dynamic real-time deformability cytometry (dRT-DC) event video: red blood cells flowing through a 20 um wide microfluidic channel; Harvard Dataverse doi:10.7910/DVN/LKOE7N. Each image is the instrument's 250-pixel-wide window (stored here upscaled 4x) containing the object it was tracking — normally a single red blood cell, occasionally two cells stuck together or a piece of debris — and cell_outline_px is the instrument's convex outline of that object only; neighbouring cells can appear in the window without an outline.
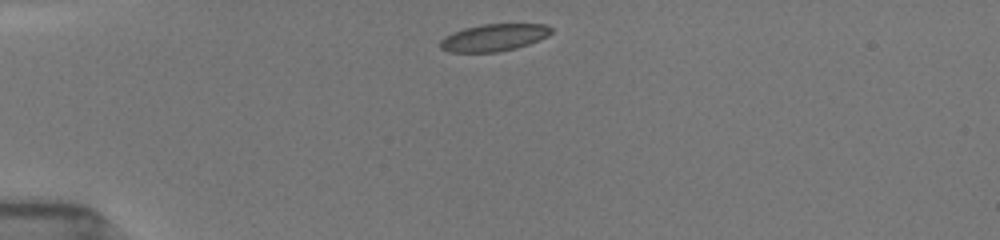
{"species": "common noctule bat (a hibernating species)", "species_latin": "Nyctalus noctula", "temperature_condition": "room temperature", "stored_images_in_passage": 4, "camera_frame_rate_fps": 3000, "um_per_image_px": 0.085, "animal": {"sex": "female", "body_mass_g": 19.5, "forearm_length_mm": 54.1}, "frame": {"image": 1, "passage_image": 1, "time_ms": 0.0, "image_size_px": [1000, 240], "cell_outline_px": [[552, 32], [548, 36], [528, 44], [516, 48], [496, 52], [448, 52], [440, 48], [440, 40], [444, 36], [452, 32], [464, 28], [480, 24], [548, 24], [552, 28]], "centroid_in_image_um": [41.96, 3.18], "position_along_channel_um": 43.0, "area_um2": 17.69}}
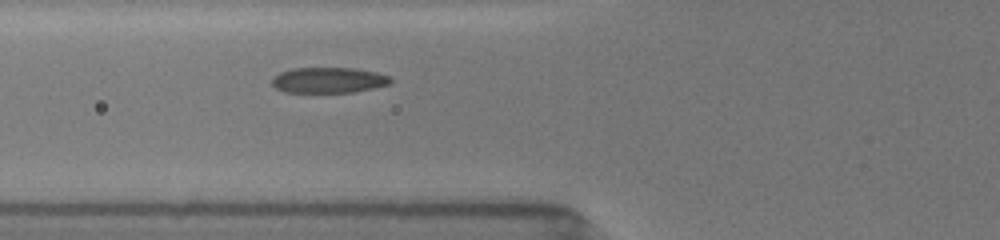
{"frame": {"image": 2, "passage_image": 4, "time_ms": 2.333, "image_size_px": [1000, 240], "cell_outline_px": [[392, 84], [352, 92], [284, 92], [276, 88], [272, 84], [272, 80], [280, 72], [292, 68], [352, 68], [376, 72], [388, 76], [392, 80]], "centroid_in_image_um": [27.94, 6.81], "position_along_channel_um": 97.9, "area_um2": 17.57}}